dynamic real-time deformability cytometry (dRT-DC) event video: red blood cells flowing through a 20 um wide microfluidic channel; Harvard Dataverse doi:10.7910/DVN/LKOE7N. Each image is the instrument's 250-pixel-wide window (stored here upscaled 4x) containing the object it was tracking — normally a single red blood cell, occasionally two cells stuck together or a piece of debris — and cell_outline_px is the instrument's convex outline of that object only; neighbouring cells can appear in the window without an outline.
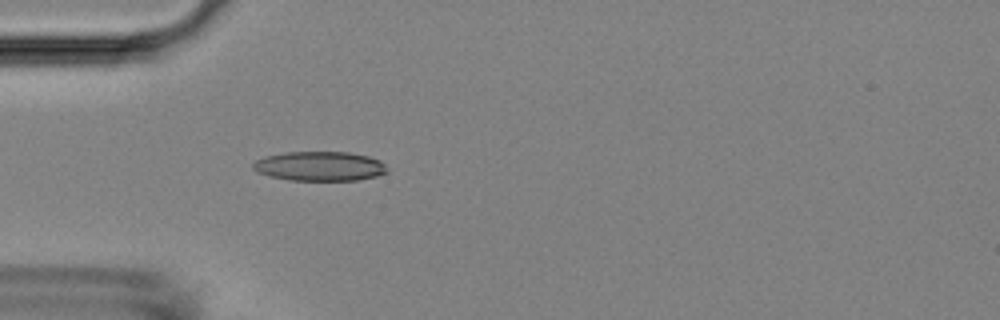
{"species": "Egyptian fruit bat (a non-hibernating species)", "species_latin": "Rousettus aegyptiacus", "temperature_condition": "room temperature", "stored_images_in_passage": 5, "camera_frame_rate_fps": 3000, "um_per_image_px": 0.085, "animal": {"sex": "female"}, "frame": {"image": 1, "passage_image": 5, "time_ms": 1.333, "image_size_px": [1000, 320], "cell_outline_px": [[388, 172], [376, 176], [360, 180], [288, 180], [268, 176], [256, 172], [252, 168], [252, 164], [256, 160], [264, 156], [284, 152], [348, 152], [368, 156], [380, 160], [388, 168]], "centroid_in_image_um": [27.15, 14.13], "position_along_channel_um": 57.8, "area_um2": 23.24}}